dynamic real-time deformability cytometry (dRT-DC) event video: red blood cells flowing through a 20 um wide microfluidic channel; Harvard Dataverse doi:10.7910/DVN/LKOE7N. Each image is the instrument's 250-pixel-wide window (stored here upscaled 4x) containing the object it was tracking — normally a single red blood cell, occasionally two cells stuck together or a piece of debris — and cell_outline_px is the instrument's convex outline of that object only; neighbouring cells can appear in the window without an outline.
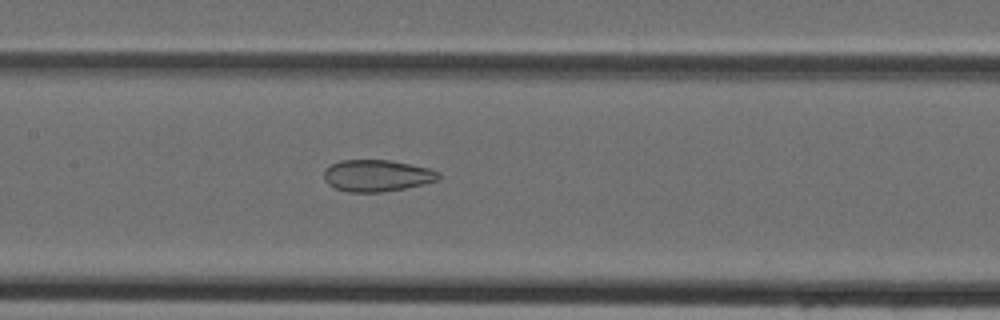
{"species": "Egyptian fruit bat (a non-hibernating species)", "species_latin": "Rousettus aegyptiacus", "temperature_condition": "cold", "stored_images_in_passage": 20, "camera_frame_rate_fps": 3000, "um_per_image_px": 0.085, "animal": {"sex": "female"}, "frame": {"image": 1, "passage_image": 9, "time_ms": 2.667, "image_size_px": [1000, 320], "cell_outline_px": [[440, 180], [424, 184], [404, 188], [380, 192], [348, 192], [336, 188], [328, 184], [324, 180], [324, 168], [340, 160], [388, 160], [428, 168], [440, 172]], "centroid_in_image_um": [32.03, 14.93], "position_along_channel_um": 175.4, "area_um2": 21.15}}
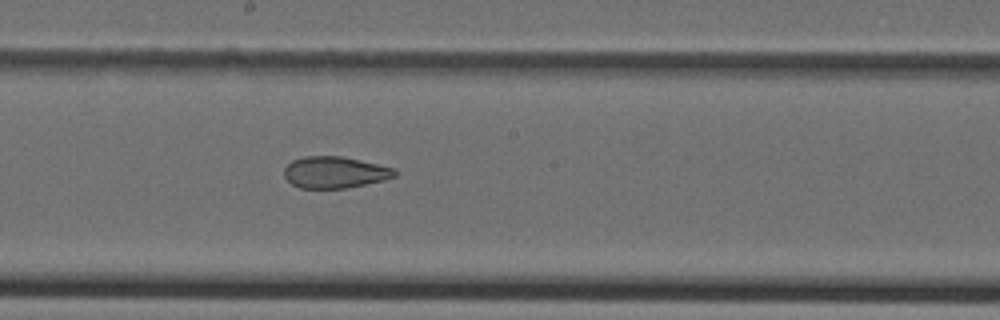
{"frame": {"image": 2, "passage_image": 12, "time_ms": 3.667, "image_size_px": [1000, 320], "cell_outline_px": [[396, 176], [384, 180], [344, 188], [300, 188], [292, 184], [284, 176], [284, 168], [292, 160], [304, 156], [340, 156], [360, 160], [396, 168]], "centroid_in_image_um": [28.45, 14.64], "position_along_channel_um": 219.7, "area_um2": 20.29}}
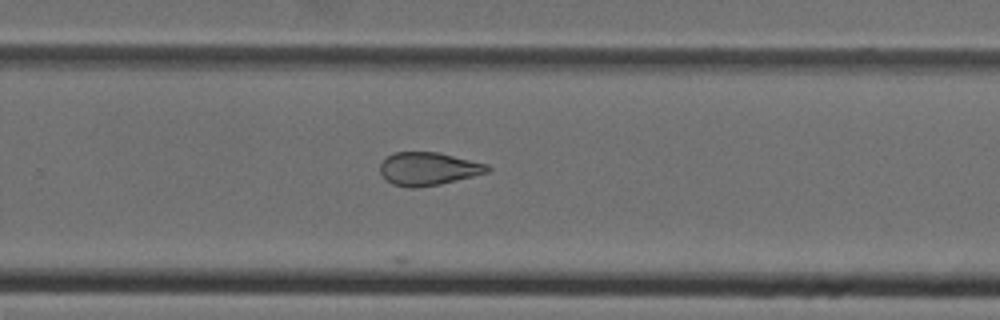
{"frame": {"image": 3, "passage_image": 17, "time_ms": 5.333, "image_size_px": [1000, 320], "cell_outline_px": [[492, 168], [488, 172], [440, 184], [416, 188], [408, 188], [392, 184], [380, 172], [380, 164], [392, 152], [436, 152], [488, 164]], "centroid_in_image_um": [36.4, 14.35], "position_along_channel_um": 293.4, "area_um2": 20.52}}